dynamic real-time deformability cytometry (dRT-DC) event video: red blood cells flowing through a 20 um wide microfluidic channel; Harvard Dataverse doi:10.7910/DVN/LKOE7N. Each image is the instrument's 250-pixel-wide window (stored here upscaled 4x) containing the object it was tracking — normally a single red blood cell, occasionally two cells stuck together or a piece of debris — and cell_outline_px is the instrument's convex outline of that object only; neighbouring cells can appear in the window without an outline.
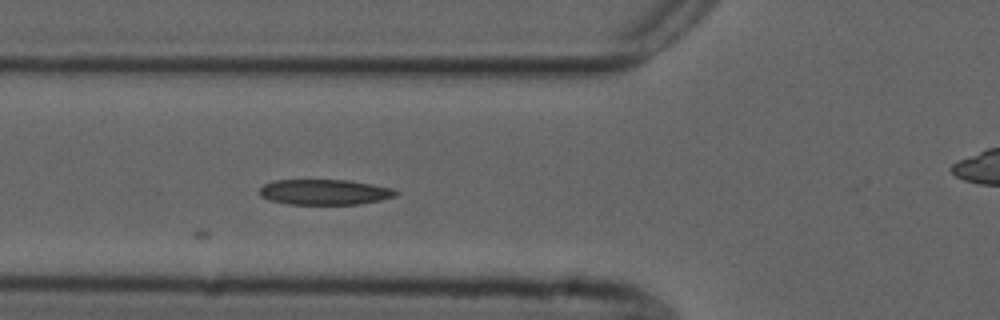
{"species": "common noctule bat (a hibernating species)", "species_latin": "Nyctalus noctula", "temperature_condition": "cold", "stored_images_in_passage": 6, "camera_frame_rate_fps": 3000, "um_per_image_px": 0.085, "animal": {"sex": "male", "forearm_length_mm": 52.5}, "frame": {"image": 1, "passage_image": 6, "time_ms": 1.667, "image_size_px": [1000, 320], "cell_outline_px": [[400, 192], [396, 196], [380, 200], [360, 204], [288, 204], [268, 200], [260, 196], [260, 188], [264, 184], [276, 180], [348, 180], [372, 184], [392, 188]], "centroid_in_image_um": [27.6, 16.33], "position_along_channel_um": 98.2, "area_um2": 20.23}}